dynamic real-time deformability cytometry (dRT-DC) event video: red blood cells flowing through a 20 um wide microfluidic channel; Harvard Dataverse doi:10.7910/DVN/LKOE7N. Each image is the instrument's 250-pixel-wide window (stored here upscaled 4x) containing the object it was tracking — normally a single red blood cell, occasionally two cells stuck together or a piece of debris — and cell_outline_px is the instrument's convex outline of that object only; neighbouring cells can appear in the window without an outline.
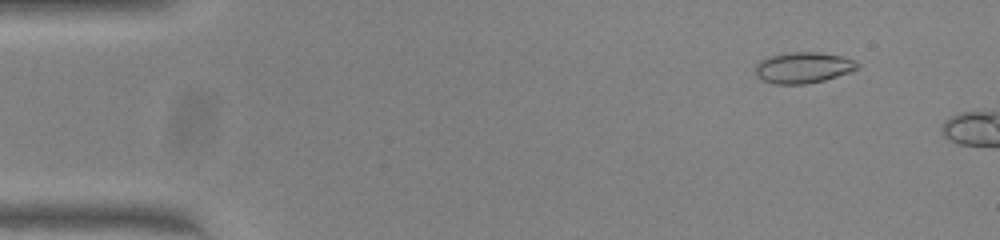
{"species": "common noctule bat (a hibernating species)", "species_latin": "Nyctalus noctula", "temperature_condition": "warm", "stored_images_in_passage": 8, "camera_frame_rate_fps": 3000, "um_per_image_px": 0.085, "animal": {"sex": "female", "body_mass_g": 23.0, "forearm_length_mm": 53.4}, "frame": {"image": 1, "passage_image": 5, "time_ms": 1.333, "image_size_px": [1000, 240], "cell_outline_px": [[860, 68], [824, 80], [804, 84], [776, 84], [764, 80], [756, 76], [756, 64], [760, 60], [784, 52], [816, 52], [840, 56], [852, 60], [860, 64]], "centroid_in_image_um": [68.26, 5.74], "position_along_channel_um": 16.7, "area_um2": 18.21}}